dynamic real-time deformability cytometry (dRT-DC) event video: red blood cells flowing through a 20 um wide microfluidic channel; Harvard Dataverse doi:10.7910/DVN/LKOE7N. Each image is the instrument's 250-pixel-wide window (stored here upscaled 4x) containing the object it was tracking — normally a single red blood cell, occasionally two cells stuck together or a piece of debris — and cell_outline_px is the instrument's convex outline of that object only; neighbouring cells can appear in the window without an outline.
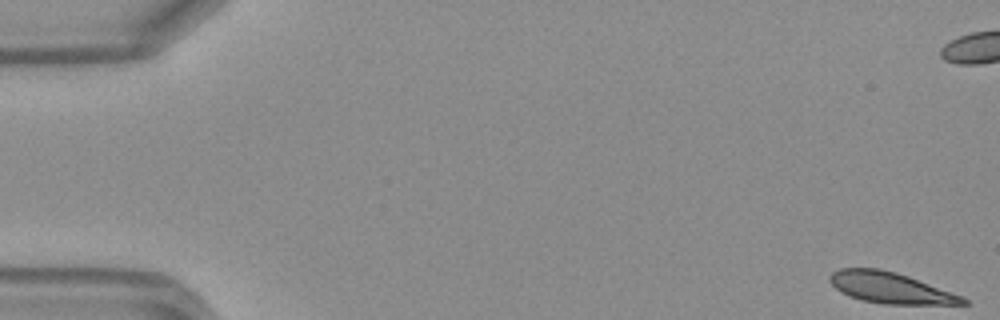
{"species": "Egyptian fruit bat (a non-hibernating species)", "species_latin": "Rousettus aegyptiacus", "temperature_condition": "warm", "stored_images_in_passage": 49, "camera_frame_rate_fps": 3000, "um_per_image_px": 0.085, "frame": {"image": 1, "passage_image": 1, "time_ms": 0.0, "image_size_px": [1000, 320], "cell_outline_px": [[968, 304], [884, 304], [864, 300], [840, 292], [828, 280], [828, 276], [832, 272], [840, 268], [880, 268], [896, 272], [908, 276], [964, 296], [968, 300]], "centroid_in_image_um": [75.69, 24.45], "position_along_channel_um": 9.3, "area_um2": 23.99}}
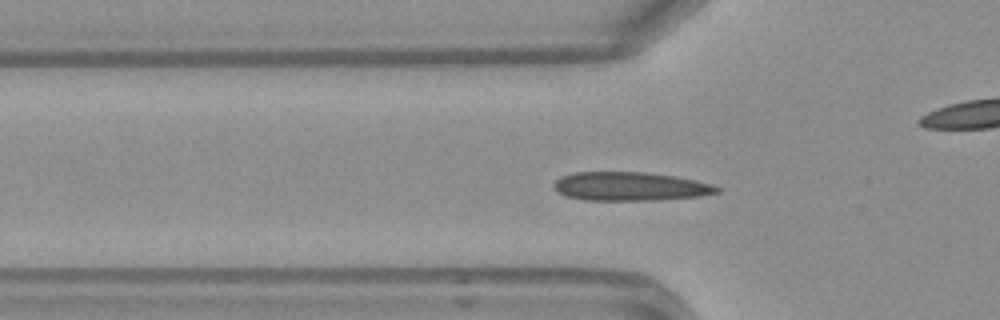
{"frame": {"image": 2, "passage_image": 16, "time_ms": 5.0, "image_size_px": [1000, 320], "cell_outline_px": [[720, 192], [700, 196], [660, 200], [584, 200], [564, 196], [556, 192], [552, 188], [552, 184], [560, 176], [576, 172], [644, 172], [676, 176], [712, 184], [720, 188]], "centroid_in_image_um": [53.51, 15.85], "position_along_channel_um": 72.3, "area_um2": 27.57}}
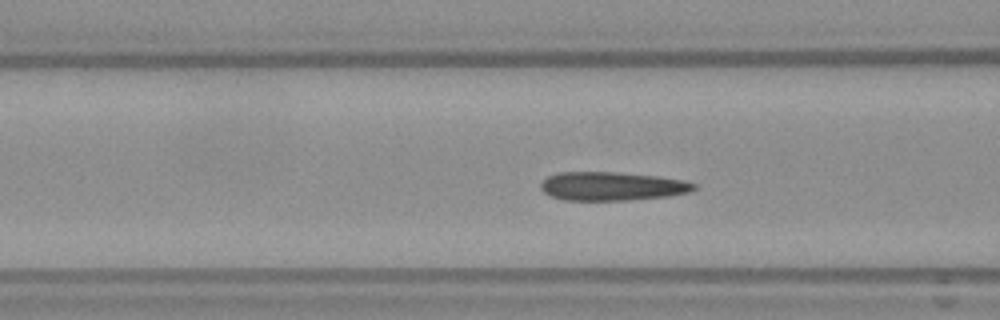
{"frame": {"image": 3, "passage_image": 19, "time_ms": 6.0, "image_size_px": [1000, 320], "cell_outline_px": [[696, 188], [692, 192], [668, 196], [628, 200], [564, 200], [552, 196], [544, 192], [540, 188], [540, 184], [548, 176], [560, 172], [616, 172], [656, 176], [684, 180], [696, 184]], "centroid_in_image_um": [52.04, 15.83], "position_along_channel_um": 114.6, "area_um2": 25.55}, "authors_computed_cell_mechanics": {"area_um2": 25.0852, "velocity_mm_per_s": 4.161, "shape_relaxation_time_tau1_ms": 5.9477, "shape_relaxation_time_tau2_ms": 1.4115, "deformation_change_tau1": 0.1546, "deformation_change_tau2": 0.0431}}